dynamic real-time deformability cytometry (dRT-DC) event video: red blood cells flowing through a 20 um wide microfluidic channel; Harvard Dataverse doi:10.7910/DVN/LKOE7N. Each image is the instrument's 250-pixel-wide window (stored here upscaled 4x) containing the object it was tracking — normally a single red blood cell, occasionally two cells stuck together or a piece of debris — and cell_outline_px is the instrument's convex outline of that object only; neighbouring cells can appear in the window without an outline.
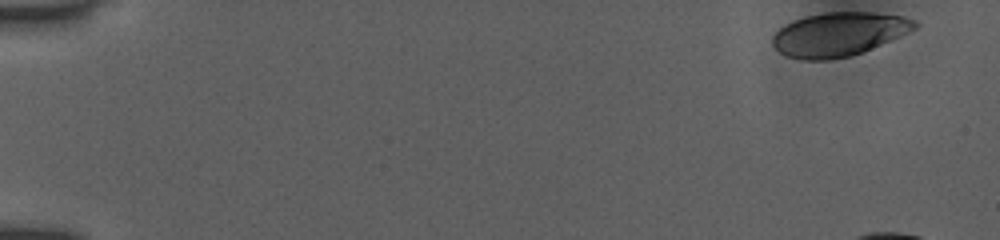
{"species": "human", "species_latin": "Homo sapiens", "temperature_condition": "room temperature", "stored_images_in_passage": 14, "camera_frame_rate_fps": 3000, "um_per_image_px": 0.085, "donor": {"sex": "female"}, "frame": {"image": 1, "passage_image": 1, "time_ms": 0.0, "image_size_px": [1000, 240], "cell_outline_px": [[920, 24], [916, 28], [900, 36], [860, 52], [848, 56], [828, 60], [804, 60], [784, 56], [772, 44], [772, 36], [780, 28], [804, 16], [828, 12], [872, 12], [904, 16], [916, 20]], "centroid_in_image_um": [71.3, 2.9], "position_along_channel_um": 13.7, "area_um2": 36.01}}